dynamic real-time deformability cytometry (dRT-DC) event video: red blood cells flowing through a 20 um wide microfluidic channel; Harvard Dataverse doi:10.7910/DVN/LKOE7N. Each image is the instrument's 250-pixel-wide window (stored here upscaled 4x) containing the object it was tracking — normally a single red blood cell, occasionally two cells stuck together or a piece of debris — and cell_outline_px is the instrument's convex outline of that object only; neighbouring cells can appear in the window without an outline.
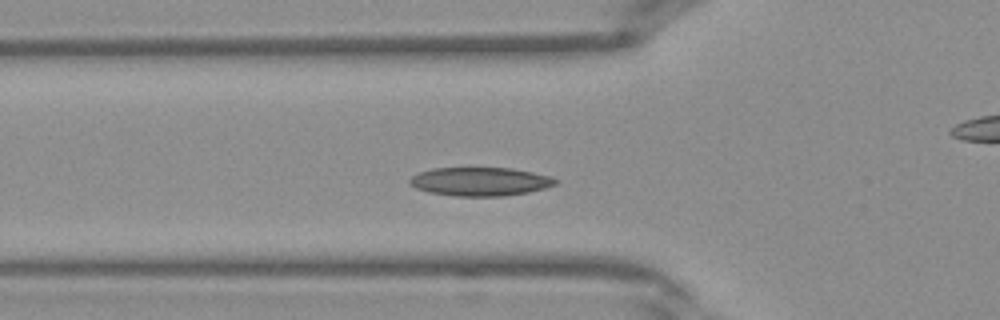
{"species": "Egyptian fruit bat (a non-hibernating species)", "species_latin": "Rousettus aegyptiacus", "temperature_condition": "warm", "stored_images_in_passage": 26, "camera_frame_rate_fps": 3000, "um_per_image_px": 0.085, "frame": {"image": 1, "passage_image": 5, "time_ms": 1.333, "image_size_px": [1000, 320], "cell_outline_px": [[560, 180], [556, 184], [544, 188], [528, 192], [504, 196], [456, 196], [428, 192], [416, 188], [408, 184], [408, 180], [412, 176], [420, 172], [432, 168], [512, 168], [552, 176]], "centroid_in_image_um": [40.82, 15.43], "position_along_channel_um": 85.0, "area_um2": 24.39}}
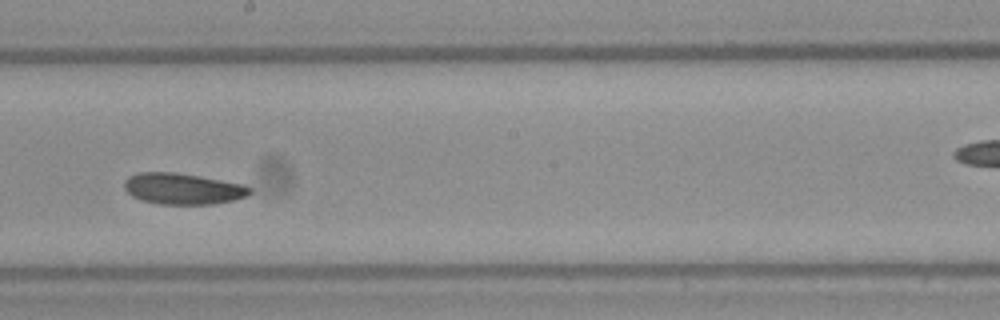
{"frame": {"image": 2, "passage_image": 14, "time_ms": 4.333, "image_size_px": [1000, 320], "cell_outline_px": [[252, 192], [248, 196], [236, 200], [212, 204], [160, 204], [140, 200], [132, 196], [124, 188], [124, 180], [128, 176], [140, 172], [176, 172], [200, 176], [244, 184], [252, 188]], "centroid_in_image_um": [15.56, 16.04], "position_along_channel_um": 232.6, "area_um2": 23.06}}
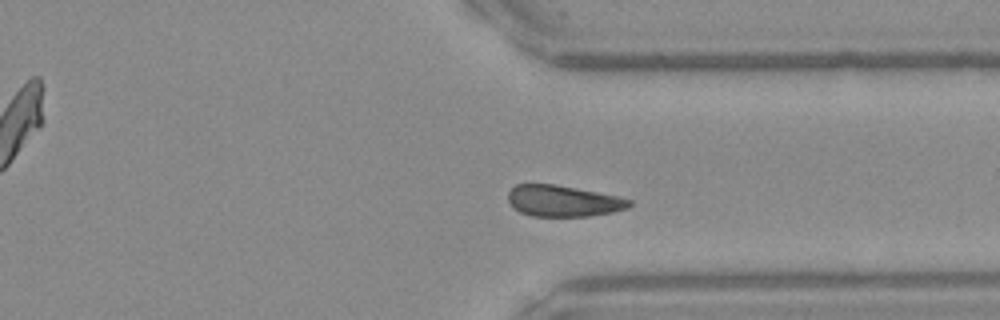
{"frame": {"image": 3, "passage_image": 22, "time_ms": 7.0, "image_size_px": [1000, 320], "cell_outline_px": [[632, 204], [628, 208], [612, 212], [588, 216], [532, 216], [520, 212], [512, 208], [508, 200], [508, 192], [516, 184], [556, 184], [620, 196], [632, 200]], "centroid_in_image_um": [47.87, 17.08], "position_along_channel_um": 363.5, "area_um2": 22.25}}